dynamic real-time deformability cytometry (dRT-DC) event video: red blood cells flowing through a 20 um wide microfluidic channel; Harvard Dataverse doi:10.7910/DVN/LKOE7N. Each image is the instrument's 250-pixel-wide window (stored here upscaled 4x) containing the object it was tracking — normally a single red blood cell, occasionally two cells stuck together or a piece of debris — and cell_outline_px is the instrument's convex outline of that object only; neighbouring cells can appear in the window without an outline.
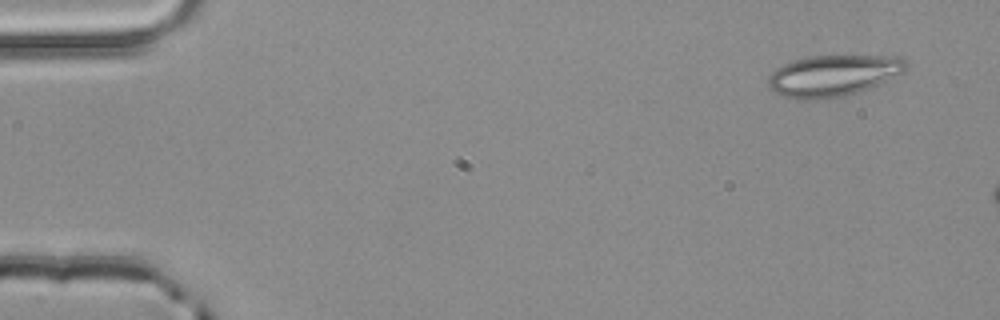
{"species": "common noctule bat (a hibernating species)", "species_latin": "Nyctalus noctula", "temperature_condition": "room temperature", "stored_images_in_passage": 5, "segment_of_instrument_passage": [2, 2], "camera_frame_rate_fps": 3000, "um_per_image_px": 0.085, "animal": {"sex": "male", "body_mass_g": 20.4}, "frame": {"image": 1, "passage_image": 5, "time_ms": 1.333, "image_size_px": [1000, 320], "cell_outline_px": [[908, 64], [904, 72], [868, 88], [844, 96], [808, 100], [796, 100], [784, 96], [768, 88], [768, 76], [776, 68], [784, 64], [796, 60], [812, 56], [904, 56]], "centroid_in_image_um": [70.81, 6.42], "position_along_channel_um": 14.2, "area_um2": 33.0}}